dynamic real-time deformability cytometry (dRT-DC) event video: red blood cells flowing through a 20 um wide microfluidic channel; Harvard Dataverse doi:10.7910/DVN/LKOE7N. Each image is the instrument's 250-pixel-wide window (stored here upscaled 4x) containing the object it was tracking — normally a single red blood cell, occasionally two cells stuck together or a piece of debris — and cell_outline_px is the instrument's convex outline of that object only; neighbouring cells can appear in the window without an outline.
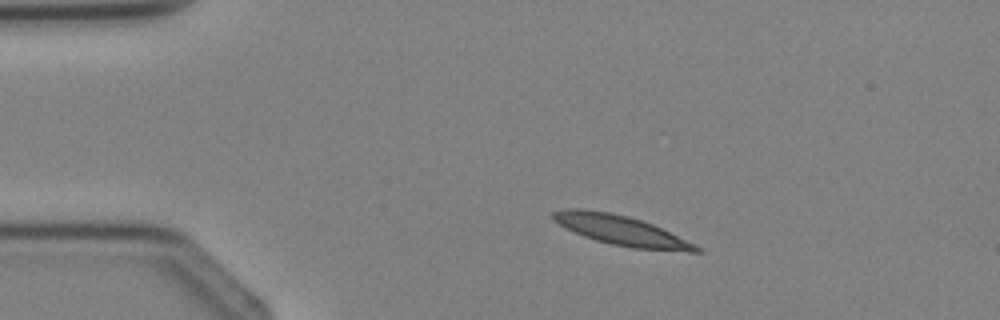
{"species": "Egyptian fruit bat (a non-hibernating species)", "species_latin": "Rousettus aegyptiacus", "temperature_condition": "cold", "stored_images_in_passage": 2, "camera_frame_rate_fps": 3000, "um_per_image_px": 0.085, "animal": {"sex": "female"}, "frame": {"image": 1, "passage_image": 1, "time_ms": 0.0, "image_size_px": [1000, 320], "cell_outline_px": [[704, 252], [688, 252], [632, 248], [612, 244], [596, 240], [584, 236], [564, 228], [552, 216], [552, 212], [564, 208], [580, 208], [608, 212], [640, 220], [652, 224], [696, 244]], "centroid_in_image_um": [52.82, 19.6], "position_along_channel_um": 32.2, "area_um2": 24.57}}